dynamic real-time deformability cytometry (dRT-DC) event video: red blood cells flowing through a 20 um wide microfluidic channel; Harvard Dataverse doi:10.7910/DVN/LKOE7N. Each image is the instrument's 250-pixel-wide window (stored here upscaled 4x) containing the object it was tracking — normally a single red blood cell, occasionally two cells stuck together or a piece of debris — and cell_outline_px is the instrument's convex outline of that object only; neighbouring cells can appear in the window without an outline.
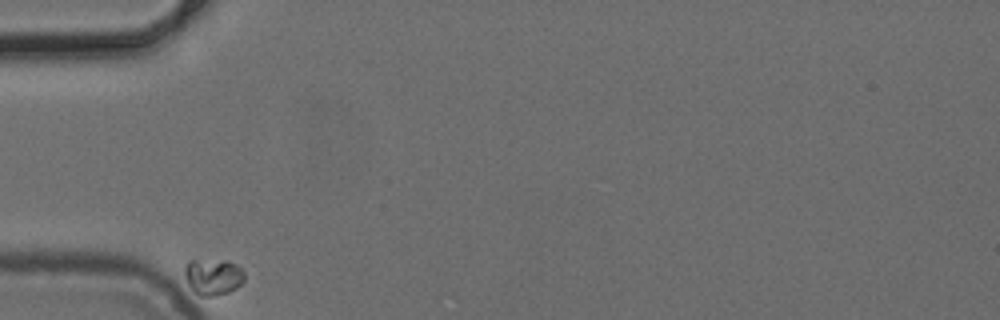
{"species": "common noctule bat (a hibernating species)", "species_latin": "Nyctalus noctula", "temperature_condition": "cold", "stored_images_in_passage": 3, "camera_frame_rate_fps": 3000, "um_per_image_px": 0.085, "animal": {"sex": "female", "body_mass_g": 24.6, "forearm_length_mm": 56.2}, "frame": {"image": 1, "passage_image": 1, "time_ms": 0.0, "image_size_px": [1000, 320], "cell_outline_px": [[244, 280], [236, 288], [228, 292], [212, 296], [200, 296], [188, 284], [184, 272], [184, 268], [188, 260], [224, 260], [236, 264], [244, 272]], "centroid_in_image_um": [18.1, 23.51], "position_along_channel_um": 66.9, "area_um2": 12.54}}